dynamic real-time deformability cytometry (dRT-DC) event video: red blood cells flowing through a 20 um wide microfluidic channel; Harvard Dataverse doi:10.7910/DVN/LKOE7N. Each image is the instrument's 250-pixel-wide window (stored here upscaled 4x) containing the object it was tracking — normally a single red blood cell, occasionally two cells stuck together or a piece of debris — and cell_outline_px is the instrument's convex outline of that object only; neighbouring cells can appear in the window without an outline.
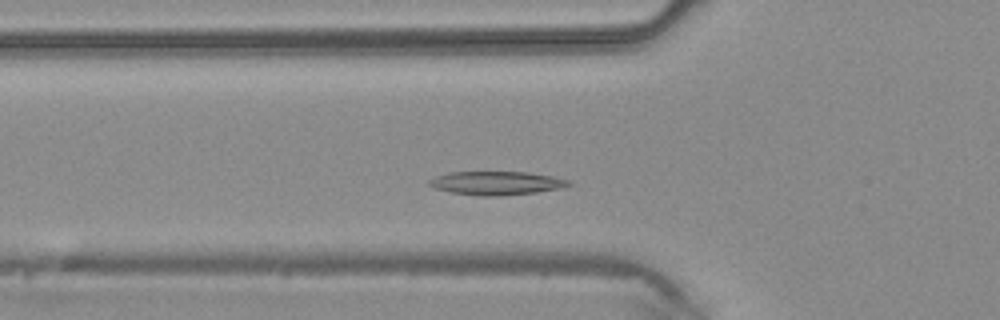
{"species": "common noctule bat (a hibernating species)", "species_latin": "Nyctalus noctula", "temperature_condition": "warm", "stored_images_in_passage": 27, "camera_frame_rate_fps": 3000, "um_per_image_px": 0.085, "animal": {"sex": "male", "body_mass_g": 20.4}, "frame": {"image": 1, "passage_image": 6, "time_ms": 1.667, "image_size_px": [1000, 320], "cell_outline_px": [[576, 184], [560, 188], [536, 192], [500, 196], [480, 196], [452, 192], [436, 188], [428, 184], [428, 180], [436, 176], [448, 172], [528, 172], [552, 176], [568, 180]], "centroid_in_image_um": [42.22, 15.56], "position_along_channel_um": 83.6, "area_um2": 19.13}}
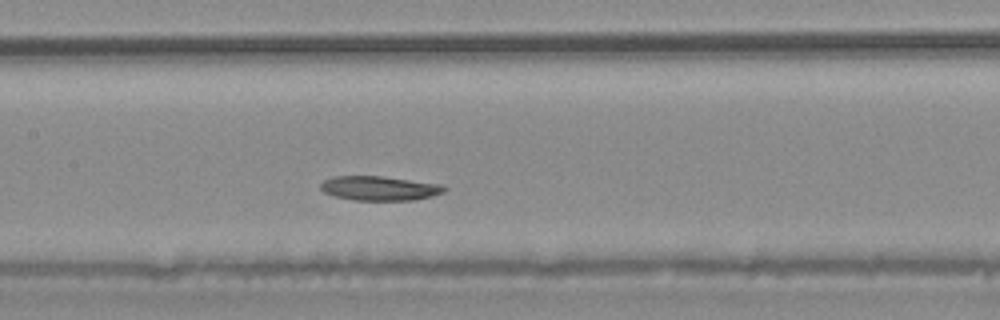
{"frame": {"image": 2, "passage_image": 12, "time_ms": 3.667, "image_size_px": [1000, 320], "cell_outline_px": [[448, 188], [444, 192], [432, 196], [412, 200], [352, 200], [336, 196], [324, 192], [320, 188], [320, 184], [324, 180], [332, 176], [380, 176], [440, 184]], "centroid_in_image_um": [32.24, 16.0], "position_along_channel_um": 175.2, "area_um2": 17.46}}
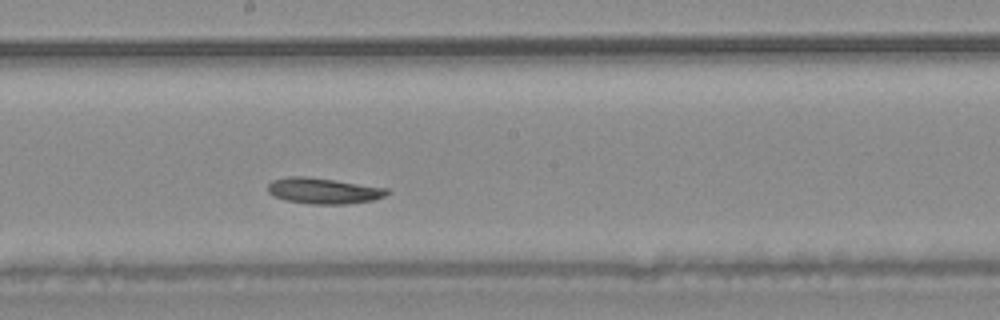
{"frame": {"image": 3, "passage_image": 15, "time_ms": 4.667, "image_size_px": [1000, 320], "cell_outline_px": [[392, 192], [384, 196], [372, 200], [348, 204], [312, 204], [284, 200], [272, 196], [268, 192], [268, 184], [272, 180], [288, 176], [308, 176], [388, 188]], "centroid_in_image_um": [27.48, 16.21], "position_along_channel_um": 220.7, "area_um2": 18.15}}